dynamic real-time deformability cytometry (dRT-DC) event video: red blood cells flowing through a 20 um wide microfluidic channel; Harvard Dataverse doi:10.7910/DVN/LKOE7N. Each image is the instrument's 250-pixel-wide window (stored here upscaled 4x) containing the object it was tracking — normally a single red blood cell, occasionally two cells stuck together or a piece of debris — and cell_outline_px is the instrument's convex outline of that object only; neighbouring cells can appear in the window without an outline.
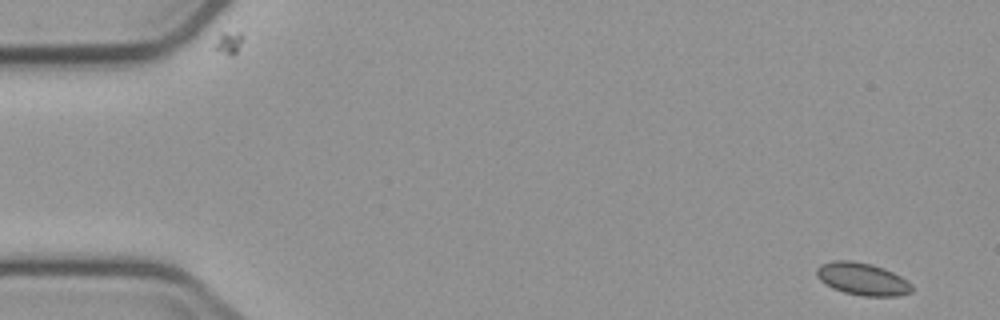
{"species": "common noctule bat (a hibernating species)", "species_latin": "Nyctalus noctula", "temperature_condition": "cold", "stored_images_in_passage": 5, "camera_frame_rate_fps": 3000, "um_per_image_px": 0.085, "animal": {"sex": "male", "body_mass_g": 23.1, "forearm_length_mm": 52.7}, "frame": {"image": 1, "passage_image": 1, "time_ms": 0.0, "image_size_px": [1000, 320], "cell_outline_px": [[912, 292], [896, 296], [864, 296], [844, 292], [832, 288], [820, 280], [816, 276], [816, 268], [820, 264], [832, 260], [852, 260], [872, 264], [884, 268], [908, 280], [912, 284]], "centroid_in_image_um": [73.29, 23.7], "position_along_channel_um": 11.7, "area_um2": 18.15}}
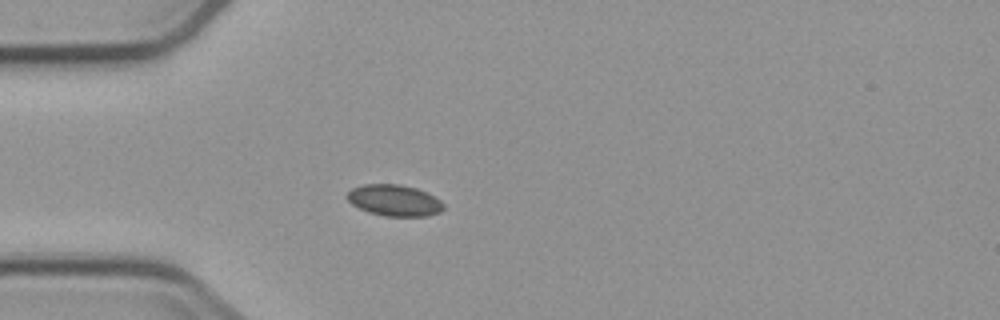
{"frame": {"image": 2, "passage_image": 4, "time_ms": 4.333, "image_size_px": [1000, 320], "cell_outline_px": [[444, 208], [440, 212], [428, 216], [384, 216], [368, 212], [352, 204], [348, 200], [348, 192], [352, 188], [364, 184], [400, 184], [416, 188], [440, 200], [444, 204]], "centroid_in_image_um": [33.52, 17.04], "position_along_channel_um": 51.5, "area_um2": 17.46}}